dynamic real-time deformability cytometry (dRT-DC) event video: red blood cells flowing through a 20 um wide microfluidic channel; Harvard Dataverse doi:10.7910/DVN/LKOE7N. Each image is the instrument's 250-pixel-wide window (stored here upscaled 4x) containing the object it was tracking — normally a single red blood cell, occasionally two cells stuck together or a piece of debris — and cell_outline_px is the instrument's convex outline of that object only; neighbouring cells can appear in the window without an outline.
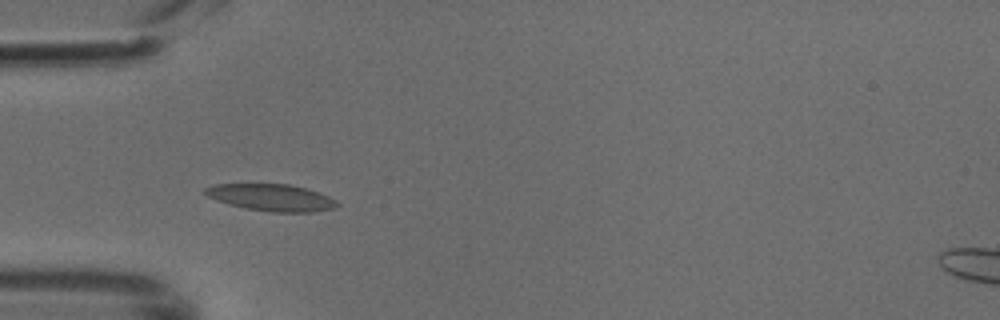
{"species": "common noctule bat (a hibernating species)", "species_latin": "Nyctalus noctula", "temperature_condition": "cold", "stored_images_in_passage": 48, "camera_frame_rate_fps": 3000, "um_per_image_px": 0.085, "animal": {"sex": "male", "body_mass_g": 18.8}, "frame": {"image": 1, "passage_image": 14, "time_ms": 4.333, "image_size_px": [1000, 320], "cell_outline_px": [[340, 204], [336, 208], [312, 212], [272, 212], [244, 208], [228, 204], [216, 200], [208, 196], [204, 192], [204, 188], [212, 184], [288, 184], [304, 188], [328, 196], [336, 200]], "centroid_in_image_um": [23.05, 16.79], "position_along_channel_um": 61.9, "area_um2": 20.63}}
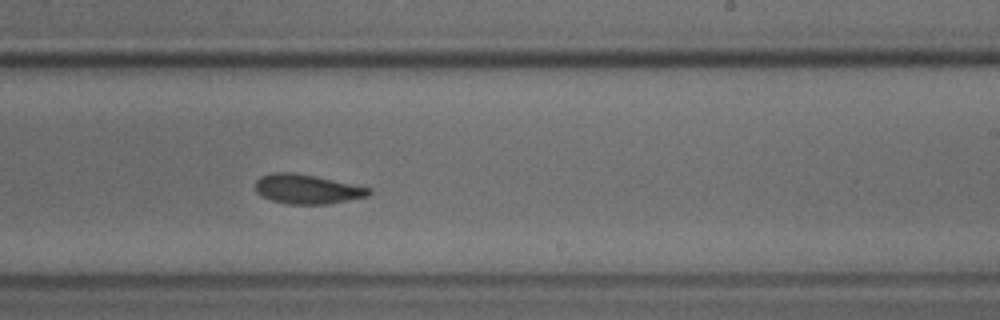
{"frame": {"image": 2, "passage_image": 29, "time_ms": 9.333, "image_size_px": [1000, 320], "cell_outline_px": [[372, 192], [368, 196], [328, 204], [284, 204], [260, 196], [256, 192], [256, 180], [260, 176], [272, 172], [292, 172], [372, 188]], "centroid_in_image_um": [26.07, 16.08], "position_along_channel_um": 262.9, "area_um2": 19.42}}
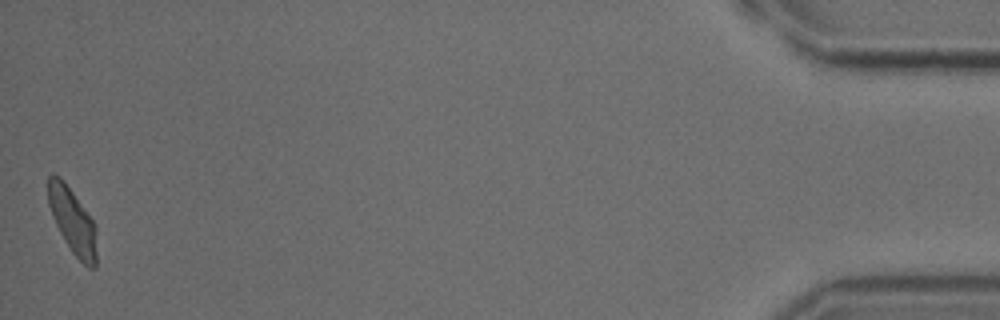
{"frame": {"image": 3, "passage_image": 48, "time_ms": 15.667, "image_size_px": [1000, 320], "cell_outline_px": [[96, 268], [88, 268], [72, 252], [64, 240], [52, 216], [48, 204], [48, 176], [52, 172], [60, 176], [72, 192], [92, 220], [96, 228]], "centroid_in_image_um": [6.15, 18.79], "position_along_channel_um": 429.0, "area_um2": 18.32}}